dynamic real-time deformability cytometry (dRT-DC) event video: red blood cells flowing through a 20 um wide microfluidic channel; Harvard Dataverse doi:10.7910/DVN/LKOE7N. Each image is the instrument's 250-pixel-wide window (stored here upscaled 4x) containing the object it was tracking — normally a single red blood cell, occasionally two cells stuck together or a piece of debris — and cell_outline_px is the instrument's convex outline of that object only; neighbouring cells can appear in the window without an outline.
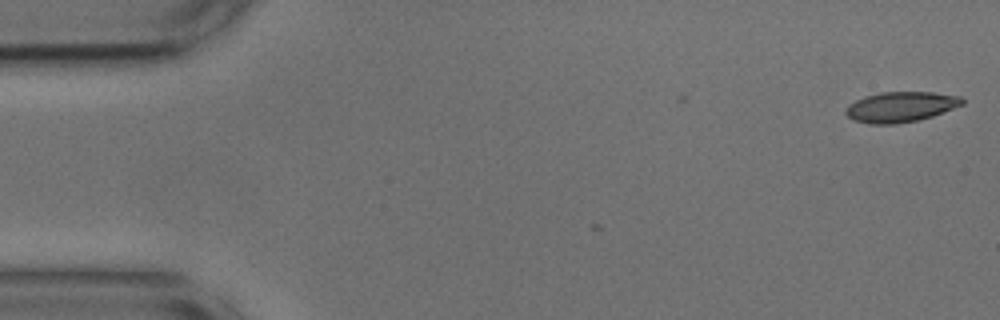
{"species": "common noctule bat (a hibernating species)", "species_latin": "Nyctalus noctula", "temperature_condition": "cold", "stored_images_in_passage": 3, "camera_frame_rate_fps": 3000, "um_per_image_px": 0.085, "animal": {"sex": "male", "body_mass_g": 17.9, "forearm_length_mm": 54.2}, "frame": {"image": 1, "passage_image": 1, "time_ms": 0.0, "image_size_px": [1000, 320], "cell_outline_px": [[964, 104], [932, 116], [916, 120], [896, 124], [868, 124], [852, 120], [844, 112], [848, 104], [864, 96], [880, 92], [932, 92], [960, 96], [964, 100]], "centroid_in_image_um": [76.52, 9.08], "position_along_channel_um": 8.5, "area_um2": 20.63}}